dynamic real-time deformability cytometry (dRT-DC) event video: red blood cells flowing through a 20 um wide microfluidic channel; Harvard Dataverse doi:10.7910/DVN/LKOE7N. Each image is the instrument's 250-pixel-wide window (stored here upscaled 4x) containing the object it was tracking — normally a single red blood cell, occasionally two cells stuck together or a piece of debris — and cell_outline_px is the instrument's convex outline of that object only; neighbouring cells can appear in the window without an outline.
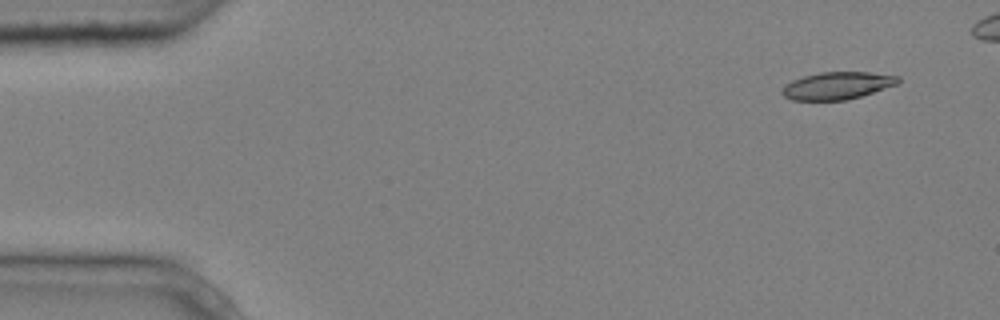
{"species": "common noctule bat (a hibernating species)", "species_latin": "Nyctalus noctula", "temperature_condition": "cold", "stored_images_in_passage": 6, "camera_frame_rate_fps": 3000, "um_per_image_px": 0.085, "animal": {"sex": "male", "body_mass_g": 20.4}, "frame": {"image": 1, "passage_image": 1, "time_ms": 0.0, "image_size_px": [1000, 320], "cell_outline_px": [[900, 84], [848, 100], [792, 100], [784, 96], [780, 92], [784, 84], [792, 80], [804, 76], [820, 72], [868, 72], [900, 76]], "centroid_in_image_um": [71.18, 7.28], "position_along_channel_um": 13.8, "area_um2": 18.73}}
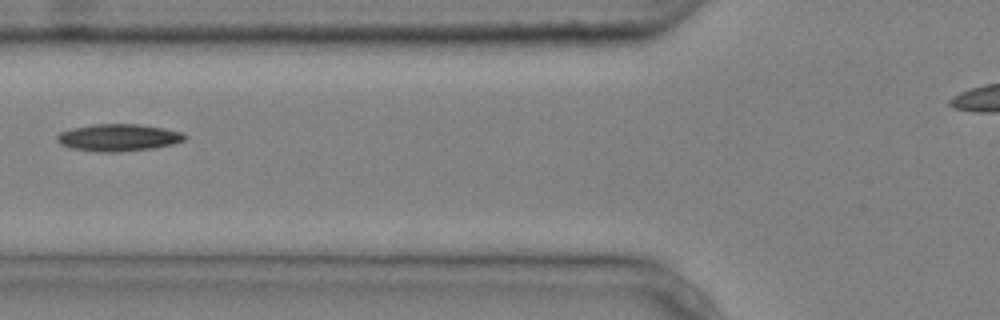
{"frame": {"image": 2, "passage_image": 5, "time_ms": 1.333, "image_size_px": [1000, 320], "cell_outline_px": [[188, 136], [184, 140], [172, 144], [152, 148], [120, 152], [96, 152], [72, 148], [60, 144], [56, 140], [56, 136], [60, 132], [72, 128], [96, 124], [140, 124], [164, 128], [180, 132]], "centroid_in_image_um": [10.04, 11.69], "position_along_channel_um": 115.8, "area_um2": 20.17}}